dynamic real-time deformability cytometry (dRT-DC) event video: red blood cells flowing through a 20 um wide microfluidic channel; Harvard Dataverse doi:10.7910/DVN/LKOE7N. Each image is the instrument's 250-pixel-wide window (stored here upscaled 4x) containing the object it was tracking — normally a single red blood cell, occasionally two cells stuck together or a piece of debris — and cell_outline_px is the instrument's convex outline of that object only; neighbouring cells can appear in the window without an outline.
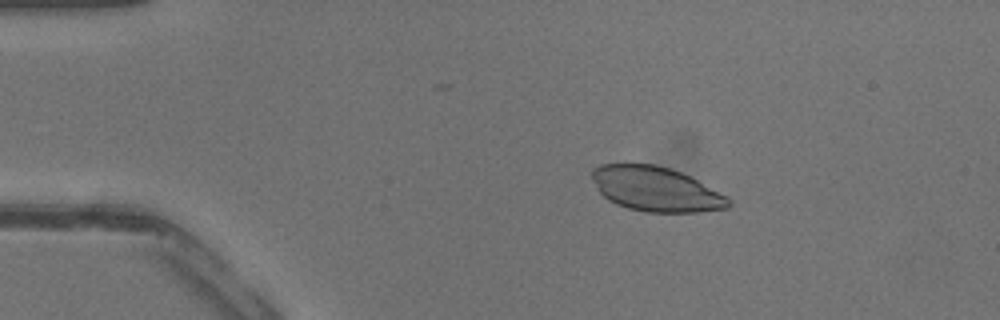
{"species": "common noctule bat (a hibernating species)", "species_latin": "Nyctalus noctula", "temperature_condition": "warm", "stored_images_in_passage": 35, "camera_frame_rate_fps": 3000, "um_per_image_px": 0.085, "animal": {"sex": "male", "body_mass_g": 13.3}, "frame": {"image": 1, "passage_image": 1, "time_ms": 0.0, "image_size_px": [1000, 320], "cell_outline_px": [[732, 204], [728, 208], [700, 212], [644, 212], [628, 208], [616, 204], [608, 200], [600, 192], [592, 180], [592, 168], [600, 164], [656, 164], [680, 172], [728, 196], [732, 200]], "centroid_in_image_um": [55.76, 16.08], "position_along_channel_um": 29.2, "area_um2": 35.49}}
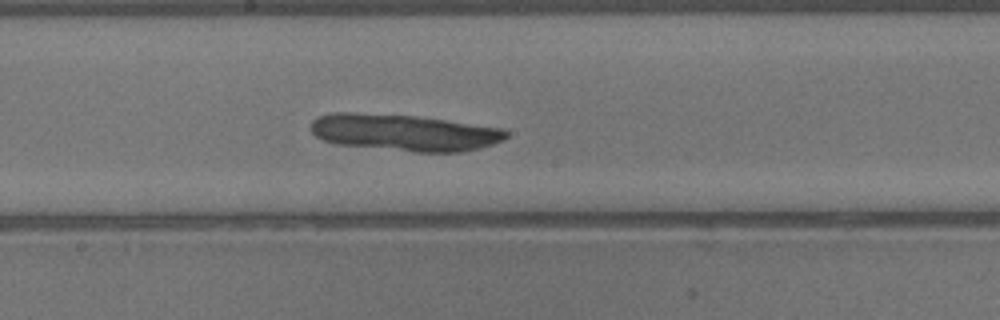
{"frame": {"image": 2, "passage_image": 16, "time_ms": 5.0, "image_size_px": [1000, 320], "cell_outline_px": [[508, 136], [504, 140], [480, 148], [460, 152], [416, 152], [336, 144], [324, 140], [316, 136], [312, 132], [312, 120], [316, 116], [332, 112], [356, 112], [416, 116], [504, 128], [508, 132]], "centroid_in_image_um": [34.35, 11.26], "position_along_channel_um": 213.8, "area_um2": 41.91}}
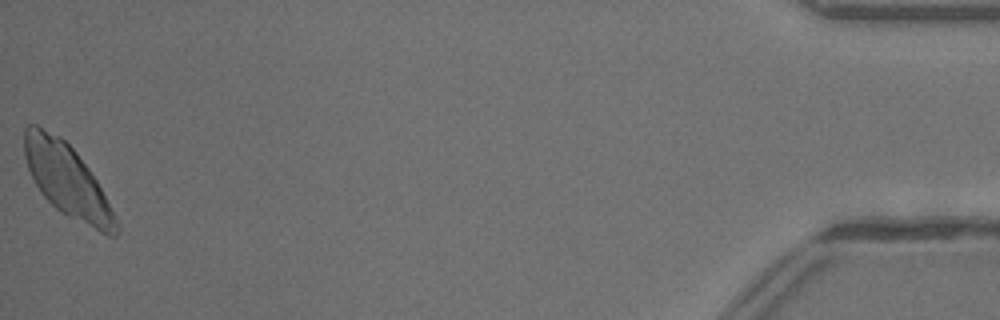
{"frame": {"image": 3, "passage_image": 35, "time_ms": 11.333, "image_size_px": [1000, 320], "cell_outline_px": [[120, 228], [116, 236], [108, 236], [68, 216], [56, 208], [40, 192], [28, 168], [24, 156], [24, 128], [28, 124], [36, 124], [60, 136], [76, 152], [88, 168], [96, 180], [120, 224]], "centroid_in_image_um": [5.71, 15.33], "position_along_channel_um": 429.5, "area_um2": 38.49}}